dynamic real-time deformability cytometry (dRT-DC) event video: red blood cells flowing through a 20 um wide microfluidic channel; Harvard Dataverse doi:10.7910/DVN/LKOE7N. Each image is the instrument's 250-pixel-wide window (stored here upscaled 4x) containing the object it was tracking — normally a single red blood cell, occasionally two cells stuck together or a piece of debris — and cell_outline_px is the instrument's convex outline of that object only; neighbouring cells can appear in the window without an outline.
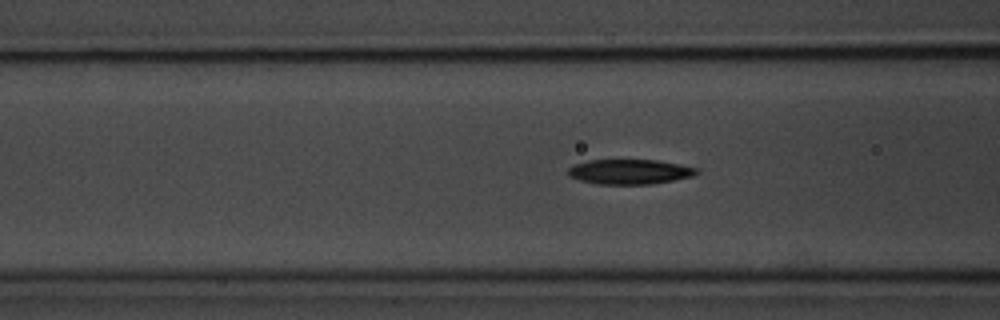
{"species": "common noctule bat (a hibernating species)", "species_latin": "Nyctalus noctula", "temperature_condition": "room temperature", "stored_images_in_passage": 36, "camera_frame_rate_fps": 3000, "um_per_image_px": 0.085, "animal": {"sex": "male", "body_mass_g": 20.1, "forearm_length_mm": 53.5}, "frame": {"image": 1, "passage_image": 13, "time_ms": 4.0, "image_size_px": [1000, 320], "cell_outline_px": [[700, 172], [692, 176], [652, 184], [596, 184], [580, 180], [568, 176], [568, 168], [572, 164], [588, 160], [656, 160], [680, 164], [700, 168]], "centroid_in_image_um": [53.51, 14.59], "position_along_channel_um": 113.1, "area_um2": 18.79}}
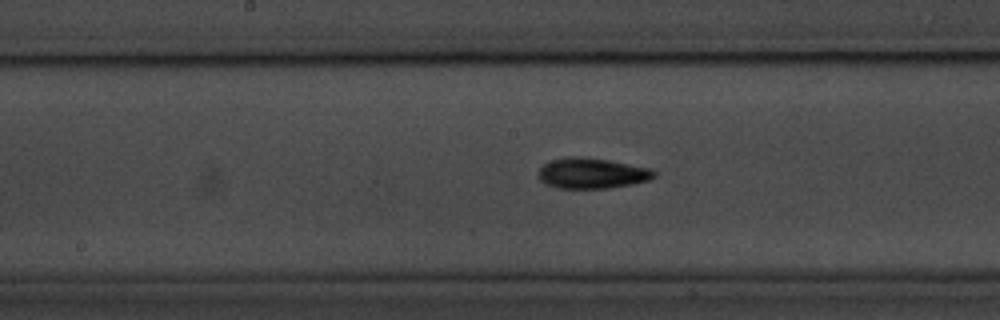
{"frame": {"image": 2, "passage_image": 20, "time_ms": 6.333, "image_size_px": [1000, 320], "cell_outline_px": [[656, 176], [648, 180], [632, 184], [608, 188], [560, 188], [544, 184], [536, 176], [536, 172], [544, 164], [552, 160], [568, 156], [580, 156], [608, 160], [652, 168], [656, 172]], "centroid_in_image_um": [50.28, 14.72], "position_along_channel_um": 197.9, "area_um2": 20.81}}
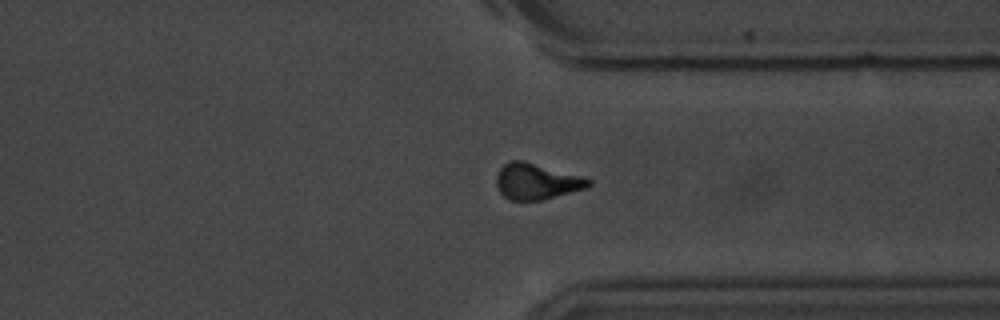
{"frame": {"image": 3, "passage_image": 34, "time_ms": 11.0, "image_size_px": [1000, 320], "cell_outline_px": [[592, 184], [588, 188], [544, 200], [508, 200], [500, 192], [496, 184], [496, 176], [500, 168], [508, 160], [524, 160], [584, 176], [592, 180]], "centroid_in_image_um": [45.64, 15.41], "position_along_channel_um": 365.8, "area_um2": 19.77}}